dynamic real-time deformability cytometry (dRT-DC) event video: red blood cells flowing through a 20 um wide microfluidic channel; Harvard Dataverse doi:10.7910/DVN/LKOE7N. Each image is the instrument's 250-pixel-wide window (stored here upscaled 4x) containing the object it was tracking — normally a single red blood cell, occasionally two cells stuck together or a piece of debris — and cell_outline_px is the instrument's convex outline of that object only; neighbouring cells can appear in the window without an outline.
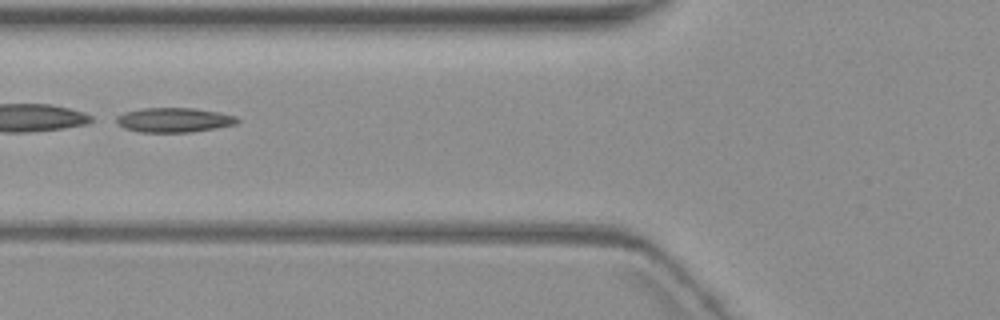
{"species": "common noctule bat (a hibernating species)", "species_latin": "Nyctalus noctula", "temperature_condition": "warm", "stored_images_in_passage": 8, "segment_of_instrument_passage": [2, 2], "camera_frame_rate_fps": 3000, "um_per_image_px": 0.085, "animal": {"sex": "female", "body_mass_g": 19.3, "forearm_length_mm": 54.1}, "frame": {"image": 1, "passage_image": 6, "time_ms": 6.333, "image_size_px": [1000, 320], "cell_outline_px": [[240, 120], [236, 124], [192, 132], [140, 132], [124, 128], [116, 124], [116, 116], [124, 112], [144, 108], [196, 108], [220, 112], [236, 116]], "centroid_in_image_um": [14.78, 10.19], "position_along_channel_um": 111.0, "area_um2": 17.4}}
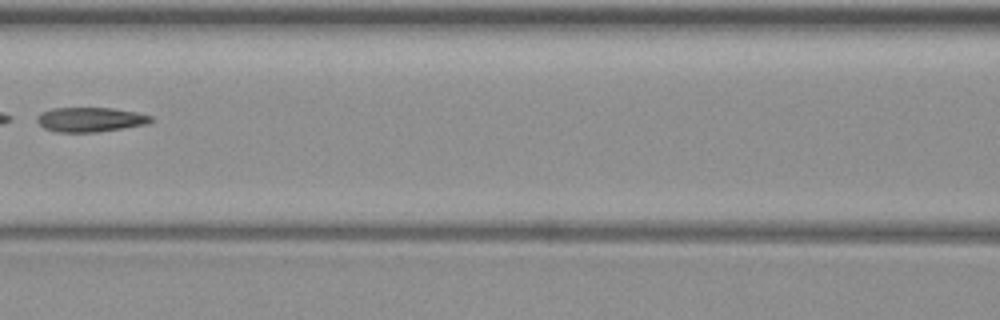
{"frame": {"image": 2, "passage_image": 7, "time_ms": 7.667, "image_size_px": [1000, 320], "cell_outline_px": [[152, 120], [148, 124], [96, 132], [56, 132], [44, 128], [36, 120], [36, 116], [40, 112], [52, 108], [112, 108], [136, 112], [152, 116]], "centroid_in_image_um": [7.64, 10.16], "position_along_channel_um": 159.0, "area_um2": 16.3}}
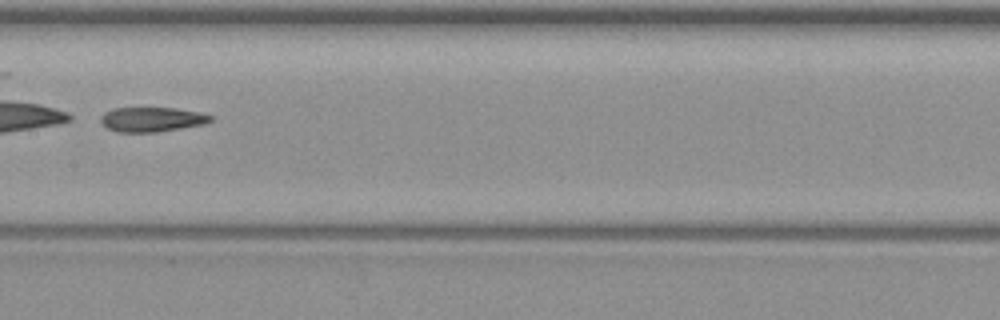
{"frame": {"image": 3, "passage_image": 8, "time_ms": 8.667, "image_size_px": [1000, 320], "cell_outline_px": [[212, 120], [204, 124], [156, 132], [116, 132], [108, 128], [100, 120], [100, 116], [104, 112], [112, 108], [176, 108], [200, 112], [212, 116]], "centroid_in_image_um": [12.89, 10.14], "position_along_channel_um": 194.5, "area_um2": 15.72}}